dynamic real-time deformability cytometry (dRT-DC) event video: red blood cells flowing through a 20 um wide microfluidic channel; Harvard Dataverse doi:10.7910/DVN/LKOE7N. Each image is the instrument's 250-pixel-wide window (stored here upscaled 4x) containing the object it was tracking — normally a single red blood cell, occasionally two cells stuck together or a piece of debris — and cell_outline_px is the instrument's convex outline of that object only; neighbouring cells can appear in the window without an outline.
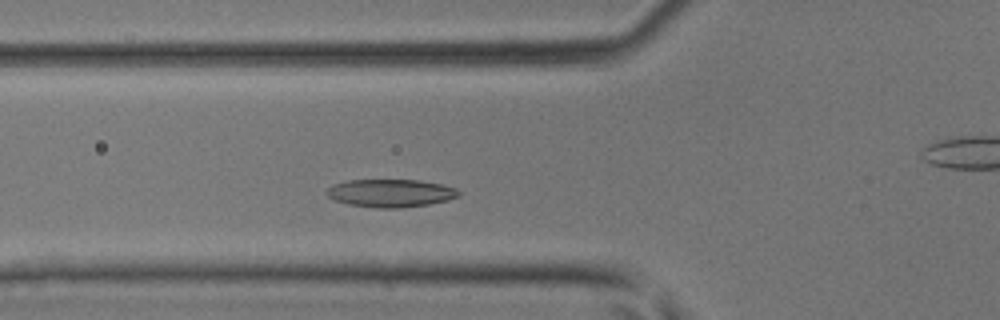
{"species": "common noctule bat (a hibernating species)", "species_latin": "Nyctalus noctula", "temperature_condition": "room temperature", "stored_images_in_passage": 32, "camera_frame_rate_fps": 3000, "um_per_image_px": 0.085, "animal": {"sex": "male", "body_mass_g": 17.9, "forearm_length_mm": 54.2}, "frame": {"image": 1, "passage_image": 2, "time_ms": 0.333, "image_size_px": [1000, 320], "cell_outline_px": [[460, 196], [448, 200], [428, 204], [400, 208], [376, 208], [348, 204], [336, 200], [328, 196], [324, 192], [332, 184], [348, 180], [420, 180], [444, 184], [456, 188], [460, 192]], "centroid_in_image_um": [33.22, 16.41], "position_along_channel_um": 92.6, "area_um2": 21.62}}
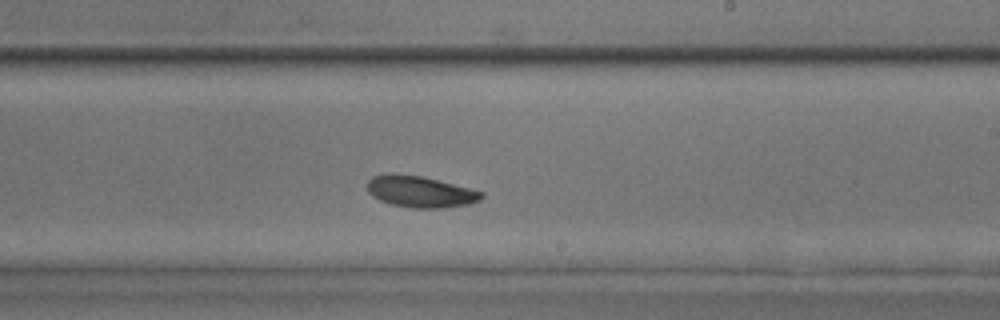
{"frame": {"image": 2, "passage_image": 13, "time_ms": 4.0, "image_size_px": [1000, 320], "cell_outline_px": [[484, 196], [480, 200], [468, 204], [440, 208], [412, 208], [392, 204], [380, 200], [372, 196], [368, 192], [368, 180], [372, 176], [384, 172], [392, 172], [420, 176], [484, 192]], "centroid_in_image_um": [35.67, 16.28], "position_along_channel_um": 253.3, "area_um2": 20.87}}
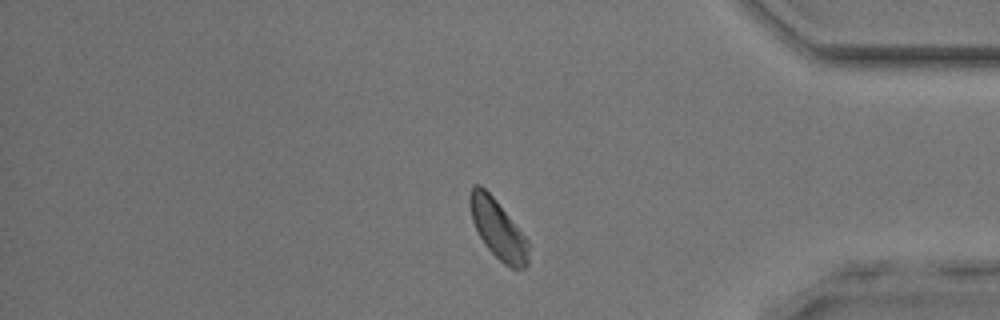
{"frame": {"image": 3, "passage_image": 24, "time_ms": 7.667, "image_size_px": [1000, 320], "cell_outline_px": [[528, 264], [524, 268], [512, 268], [504, 264], [484, 244], [472, 220], [468, 204], [468, 196], [472, 184], [480, 184], [496, 200], [528, 240]], "centroid_in_image_um": [42.29, 19.44], "position_along_channel_um": 392.9, "area_um2": 20.06}}